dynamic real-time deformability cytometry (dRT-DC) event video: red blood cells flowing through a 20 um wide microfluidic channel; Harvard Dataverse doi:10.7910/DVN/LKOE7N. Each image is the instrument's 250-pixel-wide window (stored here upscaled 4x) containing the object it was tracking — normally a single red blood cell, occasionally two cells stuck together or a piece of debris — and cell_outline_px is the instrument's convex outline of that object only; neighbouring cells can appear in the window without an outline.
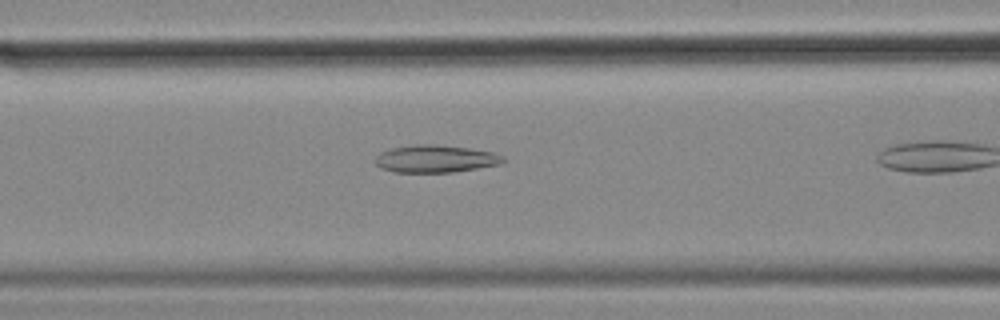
{"species": "common noctule bat (a hibernating species)", "species_latin": "Nyctalus noctula", "temperature_condition": "cold", "stored_images_in_passage": 8, "camera_frame_rate_fps": 3000, "um_per_image_px": 0.085, "animal": {"sex": "female", "body_mass_g": 18.4}, "frame": {"image": 1, "passage_image": 3, "time_ms": 0.667, "image_size_px": [1000, 320], "cell_outline_px": [[508, 160], [500, 164], [452, 172], [396, 172], [380, 168], [376, 164], [376, 156], [380, 152], [392, 148], [416, 144], [436, 144], [468, 148], [492, 152], [504, 156]], "centroid_in_image_um": [37.03, 13.49], "position_along_channel_um": 129.6, "area_um2": 20.4}}
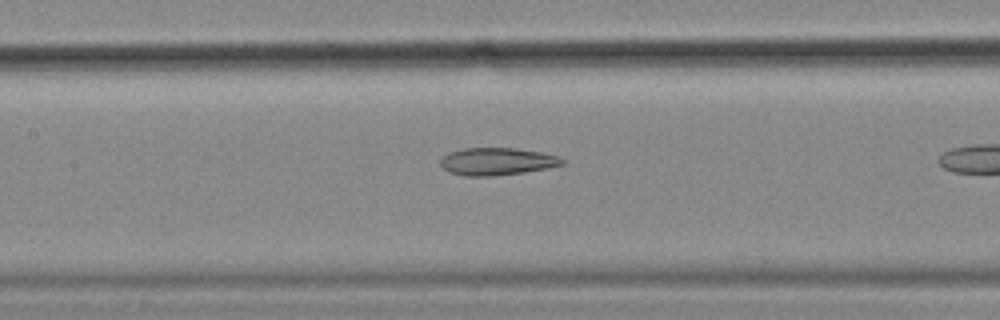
{"frame": {"image": 2, "passage_image": 6, "time_ms": 1.667, "image_size_px": [1000, 320], "cell_outline_px": [[564, 164], [548, 168], [524, 172], [492, 176], [464, 176], [452, 172], [444, 168], [440, 164], [440, 160], [448, 152], [464, 148], [512, 148], [540, 152], [560, 156], [564, 160]], "centroid_in_image_um": [42.26, 13.72], "position_along_channel_um": 165.1, "area_um2": 19.36}}